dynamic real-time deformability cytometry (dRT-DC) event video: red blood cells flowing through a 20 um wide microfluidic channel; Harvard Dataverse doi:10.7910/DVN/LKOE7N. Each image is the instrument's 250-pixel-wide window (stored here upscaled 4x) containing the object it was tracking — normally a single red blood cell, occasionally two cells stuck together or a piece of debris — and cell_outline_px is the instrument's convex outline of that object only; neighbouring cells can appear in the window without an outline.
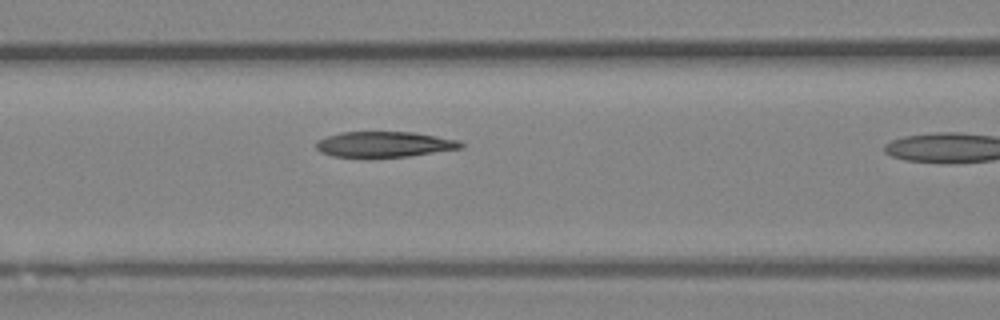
{"species": "Egyptian fruit bat (a non-hibernating species)", "species_latin": "Rousettus aegyptiacus", "temperature_condition": "room temperature", "stored_images_in_passage": 11, "camera_frame_rate_fps": 3000, "um_per_image_px": 0.085, "animal": {"sex": "female"}, "frame": {"image": 1, "passage_image": 10, "time_ms": 3.0, "image_size_px": [1000, 320], "cell_outline_px": [[464, 144], [460, 148], [408, 156], [368, 160], [332, 156], [320, 152], [316, 148], [316, 140], [340, 132], [412, 132], [460, 140]], "centroid_in_image_um": [32.58, 12.3], "position_along_channel_um": 134.0, "area_um2": 22.25}}